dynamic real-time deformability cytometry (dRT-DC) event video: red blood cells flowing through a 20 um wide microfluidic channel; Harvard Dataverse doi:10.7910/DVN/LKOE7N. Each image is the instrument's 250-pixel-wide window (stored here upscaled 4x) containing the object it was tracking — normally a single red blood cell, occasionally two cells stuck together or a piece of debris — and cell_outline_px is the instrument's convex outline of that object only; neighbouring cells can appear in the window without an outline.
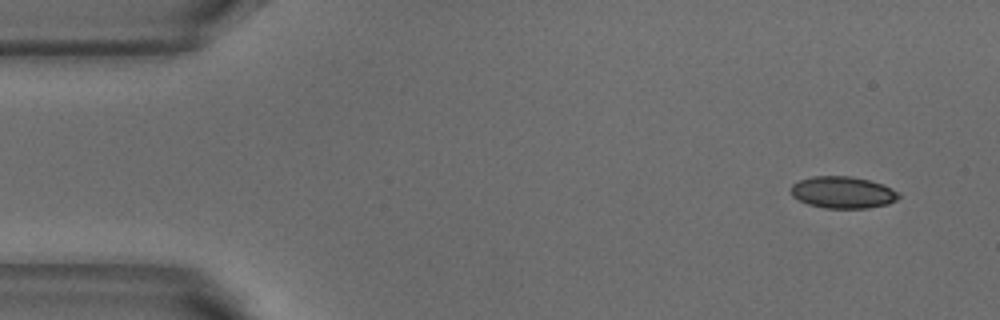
{"species": "common noctule bat (a hibernating species)", "species_latin": "Nyctalus noctula", "temperature_condition": "warm", "stored_images_in_passage": 4, "camera_frame_rate_fps": 3000, "um_per_image_px": 0.085, "animal": {"sex": "male", "body_mass_g": 18.8}, "frame": {"image": 1, "passage_image": 1, "time_ms": 0.0, "image_size_px": [1000, 320], "cell_outline_px": [[900, 196], [896, 200], [888, 204], [868, 208], [824, 208], [808, 204], [792, 196], [792, 184], [800, 180], [812, 176], [848, 176], [868, 180], [880, 184], [900, 192]], "centroid_in_image_um": [71.64, 16.36], "position_along_channel_um": 13.4, "area_um2": 19.83}}
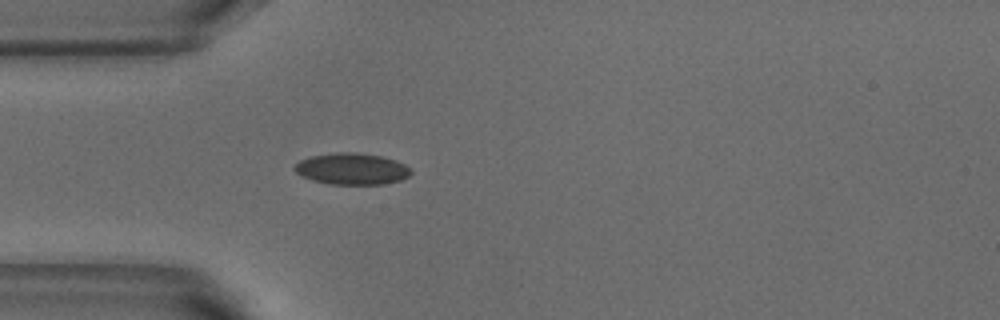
{"frame": {"image": 2, "passage_image": 4, "time_ms": 1.0, "image_size_px": [1000, 320], "cell_outline_px": [[412, 172], [408, 176], [400, 180], [384, 184], [332, 184], [312, 180], [296, 172], [292, 168], [300, 160], [312, 156], [336, 152], [356, 152], [380, 156], [396, 160], [404, 164]], "centroid_in_image_um": [29.9, 14.35], "position_along_channel_um": 55.1, "area_um2": 21.15}}